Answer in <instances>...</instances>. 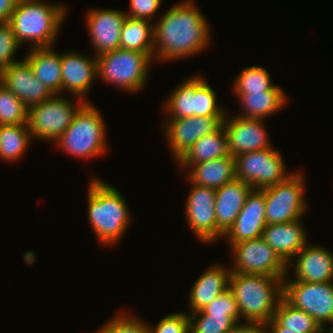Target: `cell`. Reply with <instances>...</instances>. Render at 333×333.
<instances>
[{"instance_id":"6da1fadb","label":"cell","mask_w":333,"mask_h":333,"mask_svg":"<svg viewBox=\"0 0 333 333\" xmlns=\"http://www.w3.org/2000/svg\"><path fill=\"white\" fill-rule=\"evenodd\" d=\"M195 4L194 0L180 1L153 23L154 62L186 59L208 49L210 25Z\"/></svg>"},{"instance_id":"7a4b0ae2","label":"cell","mask_w":333,"mask_h":333,"mask_svg":"<svg viewBox=\"0 0 333 333\" xmlns=\"http://www.w3.org/2000/svg\"><path fill=\"white\" fill-rule=\"evenodd\" d=\"M88 185V221L102 246H116L129 227L131 213L124 196L112 185L91 177Z\"/></svg>"},{"instance_id":"3957f363","label":"cell","mask_w":333,"mask_h":333,"mask_svg":"<svg viewBox=\"0 0 333 333\" xmlns=\"http://www.w3.org/2000/svg\"><path fill=\"white\" fill-rule=\"evenodd\" d=\"M66 5L43 0H18L9 20L17 41L28 49L51 47L66 19Z\"/></svg>"},{"instance_id":"277c9868","label":"cell","mask_w":333,"mask_h":333,"mask_svg":"<svg viewBox=\"0 0 333 333\" xmlns=\"http://www.w3.org/2000/svg\"><path fill=\"white\" fill-rule=\"evenodd\" d=\"M229 289L239 307L241 319L267 323L283 298V281L263 274L231 273Z\"/></svg>"},{"instance_id":"5b68a950","label":"cell","mask_w":333,"mask_h":333,"mask_svg":"<svg viewBox=\"0 0 333 333\" xmlns=\"http://www.w3.org/2000/svg\"><path fill=\"white\" fill-rule=\"evenodd\" d=\"M100 112L93 103L86 102L55 142L56 146L65 154L86 160L105 154L108 150L107 130Z\"/></svg>"},{"instance_id":"8992f818","label":"cell","mask_w":333,"mask_h":333,"mask_svg":"<svg viewBox=\"0 0 333 333\" xmlns=\"http://www.w3.org/2000/svg\"><path fill=\"white\" fill-rule=\"evenodd\" d=\"M153 61L147 53L116 49L97 56V77L123 92L137 93L146 86Z\"/></svg>"},{"instance_id":"52a82bcc","label":"cell","mask_w":333,"mask_h":333,"mask_svg":"<svg viewBox=\"0 0 333 333\" xmlns=\"http://www.w3.org/2000/svg\"><path fill=\"white\" fill-rule=\"evenodd\" d=\"M85 103L86 101L72 95L71 98L53 95L50 99L31 106L28 109L27 123L33 140L55 143Z\"/></svg>"},{"instance_id":"ba28073f","label":"cell","mask_w":333,"mask_h":333,"mask_svg":"<svg viewBox=\"0 0 333 333\" xmlns=\"http://www.w3.org/2000/svg\"><path fill=\"white\" fill-rule=\"evenodd\" d=\"M295 171L286 180L261 189L265 194L267 225L291 222L302 218L307 211L304 173Z\"/></svg>"},{"instance_id":"9c48e42d","label":"cell","mask_w":333,"mask_h":333,"mask_svg":"<svg viewBox=\"0 0 333 333\" xmlns=\"http://www.w3.org/2000/svg\"><path fill=\"white\" fill-rule=\"evenodd\" d=\"M283 155L274 147L235 157L236 178L253 189H264L286 180L294 172L285 167Z\"/></svg>"},{"instance_id":"30bf717a","label":"cell","mask_w":333,"mask_h":333,"mask_svg":"<svg viewBox=\"0 0 333 333\" xmlns=\"http://www.w3.org/2000/svg\"><path fill=\"white\" fill-rule=\"evenodd\" d=\"M283 298L292 306L307 312L324 330L333 325V281L311 283L283 279Z\"/></svg>"},{"instance_id":"8fae6325","label":"cell","mask_w":333,"mask_h":333,"mask_svg":"<svg viewBox=\"0 0 333 333\" xmlns=\"http://www.w3.org/2000/svg\"><path fill=\"white\" fill-rule=\"evenodd\" d=\"M229 247L234 262L231 273L263 274L282 281L288 273L287 263L262 237Z\"/></svg>"},{"instance_id":"7c38bea8","label":"cell","mask_w":333,"mask_h":333,"mask_svg":"<svg viewBox=\"0 0 333 333\" xmlns=\"http://www.w3.org/2000/svg\"><path fill=\"white\" fill-rule=\"evenodd\" d=\"M190 185L186 198L185 218L191 231L202 244H210L217 240V222L215 215L216 189L193 184Z\"/></svg>"},{"instance_id":"4fadbf2b","label":"cell","mask_w":333,"mask_h":333,"mask_svg":"<svg viewBox=\"0 0 333 333\" xmlns=\"http://www.w3.org/2000/svg\"><path fill=\"white\" fill-rule=\"evenodd\" d=\"M225 117H199L192 116L179 119H165L163 132L173 159L177 163L203 136L216 131Z\"/></svg>"},{"instance_id":"5bb4252c","label":"cell","mask_w":333,"mask_h":333,"mask_svg":"<svg viewBox=\"0 0 333 333\" xmlns=\"http://www.w3.org/2000/svg\"><path fill=\"white\" fill-rule=\"evenodd\" d=\"M264 119H249L226 113L223 127L227 134L228 151L234 158L240 154L273 147Z\"/></svg>"},{"instance_id":"9a60e30c","label":"cell","mask_w":333,"mask_h":333,"mask_svg":"<svg viewBox=\"0 0 333 333\" xmlns=\"http://www.w3.org/2000/svg\"><path fill=\"white\" fill-rule=\"evenodd\" d=\"M89 10V11H88ZM85 15L87 32L95 49V56L120 49L121 29L127 17L117 9H88Z\"/></svg>"},{"instance_id":"2e32d148","label":"cell","mask_w":333,"mask_h":333,"mask_svg":"<svg viewBox=\"0 0 333 333\" xmlns=\"http://www.w3.org/2000/svg\"><path fill=\"white\" fill-rule=\"evenodd\" d=\"M62 95L72 94L73 97L90 102L85 96L90 92L93 81L97 78V57L78 51L61 54ZM88 100V101H87Z\"/></svg>"},{"instance_id":"e0dca14e","label":"cell","mask_w":333,"mask_h":333,"mask_svg":"<svg viewBox=\"0 0 333 333\" xmlns=\"http://www.w3.org/2000/svg\"><path fill=\"white\" fill-rule=\"evenodd\" d=\"M0 83L19 98L28 109L53 96L52 92L35 77L31 65L24 57L0 73Z\"/></svg>"},{"instance_id":"ac0fdd59","label":"cell","mask_w":333,"mask_h":333,"mask_svg":"<svg viewBox=\"0 0 333 333\" xmlns=\"http://www.w3.org/2000/svg\"><path fill=\"white\" fill-rule=\"evenodd\" d=\"M287 265V275L292 266L294 280L311 283L333 281V253L322 245L307 243Z\"/></svg>"},{"instance_id":"d6986e66","label":"cell","mask_w":333,"mask_h":333,"mask_svg":"<svg viewBox=\"0 0 333 333\" xmlns=\"http://www.w3.org/2000/svg\"><path fill=\"white\" fill-rule=\"evenodd\" d=\"M265 194L261 189H252L233 226L223 238L231 245L262 237L265 229Z\"/></svg>"},{"instance_id":"ffe728a7","label":"cell","mask_w":333,"mask_h":333,"mask_svg":"<svg viewBox=\"0 0 333 333\" xmlns=\"http://www.w3.org/2000/svg\"><path fill=\"white\" fill-rule=\"evenodd\" d=\"M252 189L251 185L237 178L216 189L217 239H223L233 226Z\"/></svg>"},{"instance_id":"44dd1931","label":"cell","mask_w":333,"mask_h":333,"mask_svg":"<svg viewBox=\"0 0 333 333\" xmlns=\"http://www.w3.org/2000/svg\"><path fill=\"white\" fill-rule=\"evenodd\" d=\"M230 267L222 263L211 264L202 272L191 287L189 313L201 311L217 296L229 288Z\"/></svg>"},{"instance_id":"7402d4cb","label":"cell","mask_w":333,"mask_h":333,"mask_svg":"<svg viewBox=\"0 0 333 333\" xmlns=\"http://www.w3.org/2000/svg\"><path fill=\"white\" fill-rule=\"evenodd\" d=\"M301 219L266 225L263 230L262 238L286 263L308 243V234Z\"/></svg>"},{"instance_id":"603a6c76","label":"cell","mask_w":333,"mask_h":333,"mask_svg":"<svg viewBox=\"0 0 333 333\" xmlns=\"http://www.w3.org/2000/svg\"><path fill=\"white\" fill-rule=\"evenodd\" d=\"M53 47L27 49L24 58L31 65L35 77L53 95H62L61 53H57Z\"/></svg>"},{"instance_id":"cb8c5ba5","label":"cell","mask_w":333,"mask_h":333,"mask_svg":"<svg viewBox=\"0 0 333 333\" xmlns=\"http://www.w3.org/2000/svg\"><path fill=\"white\" fill-rule=\"evenodd\" d=\"M242 107L236 116L249 119H264L280 112L287 104V95L284 90L256 91L244 94H235Z\"/></svg>"},{"instance_id":"d4e9b609","label":"cell","mask_w":333,"mask_h":333,"mask_svg":"<svg viewBox=\"0 0 333 333\" xmlns=\"http://www.w3.org/2000/svg\"><path fill=\"white\" fill-rule=\"evenodd\" d=\"M187 178L196 185L218 189L236 178L235 158L232 155L203 163L192 164Z\"/></svg>"},{"instance_id":"484cf974","label":"cell","mask_w":333,"mask_h":333,"mask_svg":"<svg viewBox=\"0 0 333 333\" xmlns=\"http://www.w3.org/2000/svg\"><path fill=\"white\" fill-rule=\"evenodd\" d=\"M227 134L223 124L214 132L196 141L186 154L177 162L183 172L192 164L207 162L229 156Z\"/></svg>"},{"instance_id":"4316f807","label":"cell","mask_w":333,"mask_h":333,"mask_svg":"<svg viewBox=\"0 0 333 333\" xmlns=\"http://www.w3.org/2000/svg\"><path fill=\"white\" fill-rule=\"evenodd\" d=\"M120 49L147 53L154 60L153 23L127 16L121 29Z\"/></svg>"},{"instance_id":"83f0119b","label":"cell","mask_w":333,"mask_h":333,"mask_svg":"<svg viewBox=\"0 0 333 333\" xmlns=\"http://www.w3.org/2000/svg\"><path fill=\"white\" fill-rule=\"evenodd\" d=\"M32 139L28 123L0 126V160L18 161L29 149Z\"/></svg>"},{"instance_id":"f1b7e54d","label":"cell","mask_w":333,"mask_h":333,"mask_svg":"<svg viewBox=\"0 0 333 333\" xmlns=\"http://www.w3.org/2000/svg\"><path fill=\"white\" fill-rule=\"evenodd\" d=\"M273 318L294 333H323V329L313 317L292 306L284 298L278 303Z\"/></svg>"},{"instance_id":"f546056e","label":"cell","mask_w":333,"mask_h":333,"mask_svg":"<svg viewBox=\"0 0 333 333\" xmlns=\"http://www.w3.org/2000/svg\"><path fill=\"white\" fill-rule=\"evenodd\" d=\"M163 107L168 119L194 116V75L176 86L166 98Z\"/></svg>"},{"instance_id":"4dcf8cb0","label":"cell","mask_w":333,"mask_h":333,"mask_svg":"<svg viewBox=\"0 0 333 333\" xmlns=\"http://www.w3.org/2000/svg\"><path fill=\"white\" fill-rule=\"evenodd\" d=\"M219 105L216 90L200 74L194 76V116L225 117L226 109Z\"/></svg>"},{"instance_id":"1f68e13d","label":"cell","mask_w":333,"mask_h":333,"mask_svg":"<svg viewBox=\"0 0 333 333\" xmlns=\"http://www.w3.org/2000/svg\"><path fill=\"white\" fill-rule=\"evenodd\" d=\"M233 93L244 94L256 91L283 90L273 84L268 70L260 65L244 68L233 81Z\"/></svg>"},{"instance_id":"d6a6232c","label":"cell","mask_w":333,"mask_h":333,"mask_svg":"<svg viewBox=\"0 0 333 333\" xmlns=\"http://www.w3.org/2000/svg\"><path fill=\"white\" fill-rule=\"evenodd\" d=\"M28 122V108L0 83V126Z\"/></svg>"},{"instance_id":"836d02e7","label":"cell","mask_w":333,"mask_h":333,"mask_svg":"<svg viewBox=\"0 0 333 333\" xmlns=\"http://www.w3.org/2000/svg\"><path fill=\"white\" fill-rule=\"evenodd\" d=\"M189 315V333H228L237 322L231 316L206 315L201 311Z\"/></svg>"},{"instance_id":"e575fe53","label":"cell","mask_w":333,"mask_h":333,"mask_svg":"<svg viewBox=\"0 0 333 333\" xmlns=\"http://www.w3.org/2000/svg\"><path fill=\"white\" fill-rule=\"evenodd\" d=\"M145 322V323H144ZM94 333H150L148 323L131 313L118 312Z\"/></svg>"},{"instance_id":"d590c367","label":"cell","mask_w":333,"mask_h":333,"mask_svg":"<svg viewBox=\"0 0 333 333\" xmlns=\"http://www.w3.org/2000/svg\"><path fill=\"white\" fill-rule=\"evenodd\" d=\"M22 45L17 41L9 22H0V73L12 63L21 59H16Z\"/></svg>"},{"instance_id":"8d00e7d4","label":"cell","mask_w":333,"mask_h":333,"mask_svg":"<svg viewBox=\"0 0 333 333\" xmlns=\"http://www.w3.org/2000/svg\"><path fill=\"white\" fill-rule=\"evenodd\" d=\"M206 315L231 316L237 323L241 321L238 304L228 288L201 310Z\"/></svg>"},{"instance_id":"74e56055","label":"cell","mask_w":333,"mask_h":333,"mask_svg":"<svg viewBox=\"0 0 333 333\" xmlns=\"http://www.w3.org/2000/svg\"><path fill=\"white\" fill-rule=\"evenodd\" d=\"M150 333H189L188 312H172L164 316L157 324H148Z\"/></svg>"},{"instance_id":"f35d334b","label":"cell","mask_w":333,"mask_h":333,"mask_svg":"<svg viewBox=\"0 0 333 333\" xmlns=\"http://www.w3.org/2000/svg\"><path fill=\"white\" fill-rule=\"evenodd\" d=\"M162 0H129V10L126 15L131 18L149 20L154 23Z\"/></svg>"},{"instance_id":"ab89813d","label":"cell","mask_w":333,"mask_h":333,"mask_svg":"<svg viewBox=\"0 0 333 333\" xmlns=\"http://www.w3.org/2000/svg\"><path fill=\"white\" fill-rule=\"evenodd\" d=\"M228 333H269L267 323L238 322Z\"/></svg>"},{"instance_id":"60d3db41","label":"cell","mask_w":333,"mask_h":333,"mask_svg":"<svg viewBox=\"0 0 333 333\" xmlns=\"http://www.w3.org/2000/svg\"><path fill=\"white\" fill-rule=\"evenodd\" d=\"M18 0H0V22H9Z\"/></svg>"},{"instance_id":"b9f144b4","label":"cell","mask_w":333,"mask_h":333,"mask_svg":"<svg viewBox=\"0 0 333 333\" xmlns=\"http://www.w3.org/2000/svg\"><path fill=\"white\" fill-rule=\"evenodd\" d=\"M269 333H294L291 330L282 327L274 318L267 322Z\"/></svg>"},{"instance_id":"7bdbcfd3","label":"cell","mask_w":333,"mask_h":333,"mask_svg":"<svg viewBox=\"0 0 333 333\" xmlns=\"http://www.w3.org/2000/svg\"><path fill=\"white\" fill-rule=\"evenodd\" d=\"M323 333H333V326L329 327L328 329L325 328V330H323Z\"/></svg>"}]
</instances>
